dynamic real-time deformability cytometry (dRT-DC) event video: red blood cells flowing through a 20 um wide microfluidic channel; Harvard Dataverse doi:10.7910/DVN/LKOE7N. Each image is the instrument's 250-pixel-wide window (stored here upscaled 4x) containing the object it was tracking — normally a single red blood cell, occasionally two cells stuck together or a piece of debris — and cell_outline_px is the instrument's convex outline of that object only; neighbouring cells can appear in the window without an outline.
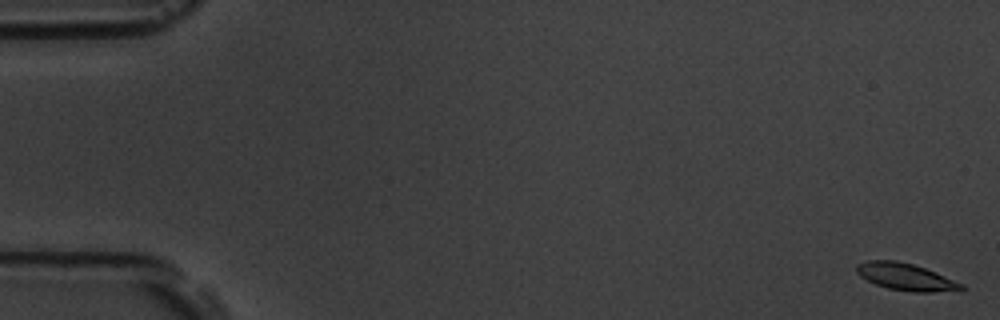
{"species": "common noctule bat (a hibernating species)", "species_latin": "Nyctalus noctula", "temperature_condition": "room temperature", "stored_images_in_passage": 56, "camera_frame_rate_fps": 3000, "um_per_image_px": 0.085, "animal": {"sex": "male", "body_mass_g": 19.5, "forearm_length_mm": 54.6}, "frame": {"image": 1, "passage_image": 1, "time_ms": 0.0, "image_size_px": [1000, 320], "cell_outline_px": [[964, 288], [960, 292], [912, 292], [888, 288], [876, 284], [860, 276], [856, 272], [856, 264], [868, 260], [896, 260], [912, 264], [936, 272], [964, 284]], "centroid_in_image_um": [77.04, 23.54], "position_along_channel_um": 8.0, "area_um2": 16.7}}
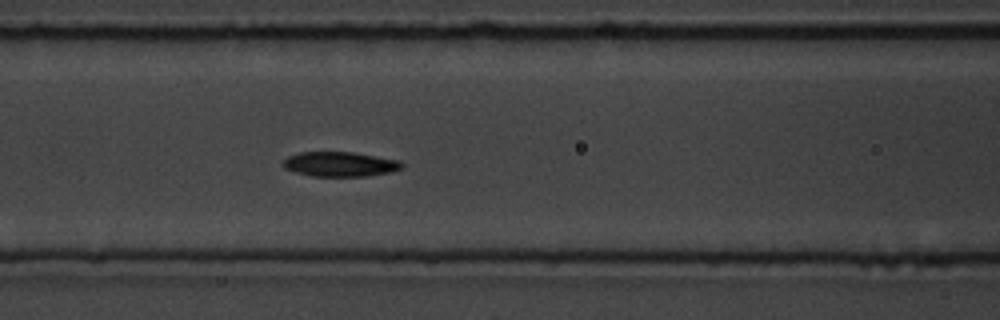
{"frame": {"image": 2, "passage_image": 24, "time_ms": 7.667, "image_size_px": [1000, 320], "cell_outline_px": [[404, 164], [400, 168], [392, 172], [368, 176], [312, 176], [296, 172], [284, 168], [284, 160], [288, 156], [300, 152], [352, 152], [400, 160]], "centroid_in_image_um": [28.92, 13.95], "position_along_channel_um": 137.7, "area_um2": 17.05}}
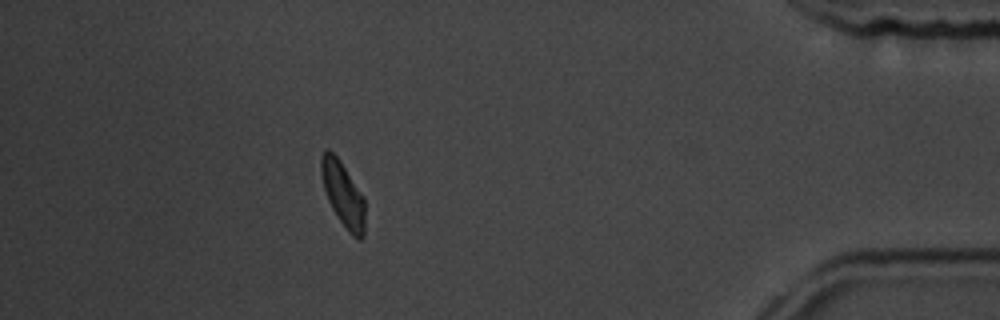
{"frame": {"image": 3, "passage_image": 50, "time_ms": 16.333, "image_size_px": [1000, 320], "cell_outline_px": [[364, 236], [360, 240], [356, 240], [348, 232], [332, 208], [328, 200], [324, 188], [320, 172], [320, 156], [324, 148], [328, 148], [340, 160], [364, 196]], "centroid_in_image_um": [29.15, 16.48], "position_along_channel_um": 406.1, "area_um2": 16.7}, "authors_computed_cell_mechanics": {"area_um2": 16.9932, "velocity_mm_per_s": 3.6726, "shape_relaxation_time_tau1_ms": 3.3469, "shape_relaxation_time_tau2_ms": null, "deformation_change_tau1": 0.1242, "deformation_change_tau2": null}}